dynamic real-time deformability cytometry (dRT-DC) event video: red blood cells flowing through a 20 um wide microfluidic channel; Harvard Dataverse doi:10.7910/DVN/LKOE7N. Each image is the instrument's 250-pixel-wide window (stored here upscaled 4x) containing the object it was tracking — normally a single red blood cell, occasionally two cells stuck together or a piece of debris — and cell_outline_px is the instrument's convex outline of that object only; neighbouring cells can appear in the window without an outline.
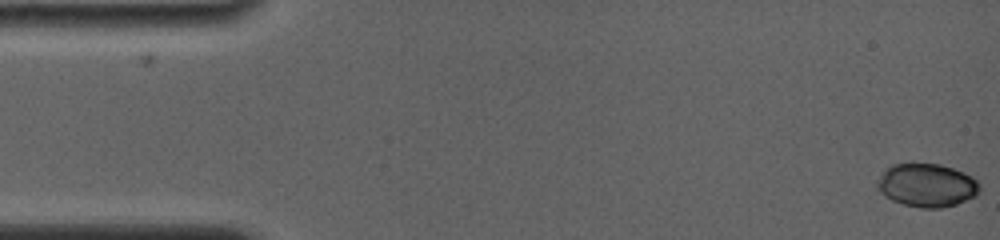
{"species": "common noctule bat (a hibernating species)", "species_latin": "Nyctalus noctula", "temperature_condition": "room temperature", "stored_images_in_passage": 40, "camera_frame_rate_fps": 4000, "um_per_image_px": 0.085, "animal": {"sex": "female", "body_mass_g": 19.0, "forearm_length_mm": 56.7}, "frame": {"image": 1, "passage_image": 1, "time_ms": 0.0, "image_size_px": [1000, 240], "cell_outline_px": [[980, 192], [976, 196], [956, 204], [940, 208], [920, 208], [904, 204], [892, 200], [880, 192], [876, 188], [876, 180], [892, 164], [940, 164], [964, 172], [972, 176], [980, 184]], "centroid_in_image_um": [78.8, 15.75], "position_along_channel_um": 6.2, "area_um2": 25.84}}
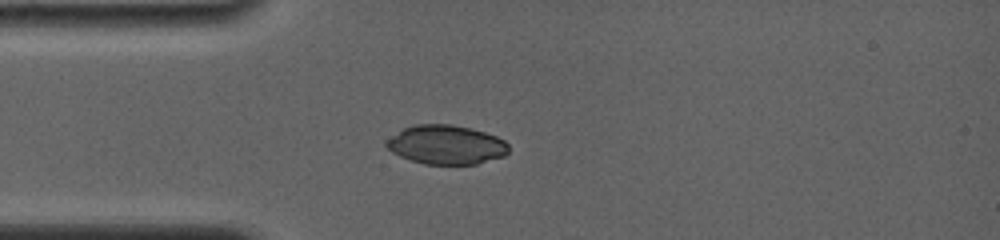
{"frame": {"image": 2, "passage_image": 28, "time_ms": 4.25, "image_size_px": [1000, 240], "cell_outline_px": [[508, 152], [504, 156], [476, 164], [424, 164], [400, 156], [392, 152], [384, 144], [384, 140], [404, 128], [416, 124], [452, 124], [484, 132], [496, 136], [504, 140], [508, 144]], "centroid_in_image_um": [37.9, 12.3], "position_along_channel_um": 47.1, "area_um2": 27.8}}
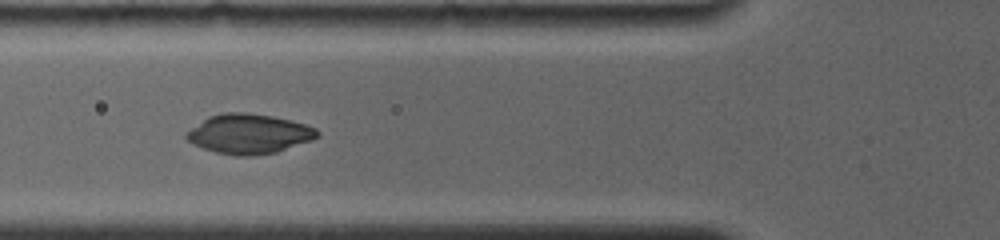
{"frame": {"image": 3, "passage_image": 39, "time_ms": 6.0, "image_size_px": [1000, 240], "cell_outline_px": [[320, 136], [312, 140], [276, 152], [252, 156], [236, 156], [216, 152], [192, 144], [184, 136], [192, 128], [208, 116], [224, 112], [248, 112], [272, 116], [292, 120], [316, 128], [320, 132]], "centroid_in_image_um": [21.18, 11.37], "position_along_channel_um": 104.6, "area_um2": 30.29}}